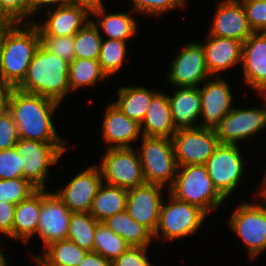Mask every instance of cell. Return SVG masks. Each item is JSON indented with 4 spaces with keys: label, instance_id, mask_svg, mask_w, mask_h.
Instances as JSON below:
<instances>
[{
    "label": "cell",
    "instance_id": "6da1fadb",
    "mask_svg": "<svg viewBox=\"0 0 266 266\" xmlns=\"http://www.w3.org/2000/svg\"><path fill=\"white\" fill-rule=\"evenodd\" d=\"M60 103L42 95L15 88L9 100V112L17 126L19 138L46 143H68L57 133L54 114Z\"/></svg>",
    "mask_w": 266,
    "mask_h": 266
},
{
    "label": "cell",
    "instance_id": "7a4b0ae2",
    "mask_svg": "<svg viewBox=\"0 0 266 266\" xmlns=\"http://www.w3.org/2000/svg\"><path fill=\"white\" fill-rule=\"evenodd\" d=\"M69 62L46 50L37 48L18 90L42 95L62 103L71 93L69 86Z\"/></svg>",
    "mask_w": 266,
    "mask_h": 266
},
{
    "label": "cell",
    "instance_id": "3957f363",
    "mask_svg": "<svg viewBox=\"0 0 266 266\" xmlns=\"http://www.w3.org/2000/svg\"><path fill=\"white\" fill-rule=\"evenodd\" d=\"M40 45L34 23H14L5 33L0 48V76L14 88L24 79Z\"/></svg>",
    "mask_w": 266,
    "mask_h": 266
},
{
    "label": "cell",
    "instance_id": "277c9868",
    "mask_svg": "<svg viewBox=\"0 0 266 266\" xmlns=\"http://www.w3.org/2000/svg\"><path fill=\"white\" fill-rule=\"evenodd\" d=\"M168 193L177 200L198 206L208 215L226 203V198L216 189L205 165L178 167Z\"/></svg>",
    "mask_w": 266,
    "mask_h": 266
},
{
    "label": "cell",
    "instance_id": "5b68a950",
    "mask_svg": "<svg viewBox=\"0 0 266 266\" xmlns=\"http://www.w3.org/2000/svg\"><path fill=\"white\" fill-rule=\"evenodd\" d=\"M163 200L154 240L171 242L192 236L201 229L208 214L196 205L177 200L168 193ZM159 239V240H158Z\"/></svg>",
    "mask_w": 266,
    "mask_h": 266
},
{
    "label": "cell",
    "instance_id": "8992f818",
    "mask_svg": "<svg viewBox=\"0 0 266 266\" xmlns=\"http://www.w3.org/2000/svg\"><path fill=\"white\" fill-rule=\"evenodd\" d=\"M139 141L141 142L137 150L145 182L168 189L173 184L178 170L172 140L165 137L142 136Z\"/></svg>",
    "mask_w": 266,
    "mask_h": 266
},
{
    "label": "cell",
    "instance_id": "52a82bcc",
    "mask_svg": "<svg viewBox=\"0 0 266 266\" xmlns=\"http://www.w3.org/2000/svg\"><path fill=\"white\" fill-rule=\"evenodd\" d=\"M20 155L23 178L38 189H47L49 167L58 163L67 151L68 143H46L19 138L14 147Z\"/></svg>",
    "mask_w": 266,
    "mask_h": 266
},
{
    "label": "cell",
    "instance_id": "ba28073f",
    "mask_svg": "<svg viewBox=\"0 0 266 266\" xmlns=\"http://www.w3.org/2000/svg\"><path fill=\"white\" fill-rule=\"evenodd\" d=\"M227 221L247 249L249 259L255 260L266 251V210L256 200L241 202Z\"/></svg>",
    "mask_w": 266,
    "mask_h": 266
},
{
    "label": "cell",
    "instance_id": "9c48e42d",
    "mask_svg": "<svg viewBox=\"0 0 266 266\" xmlns=\"http://www.w3.org/2000/svg\"><path fill=\"white\" fill-rule=\"evenodd\" d=\"M241 149L238 144H220L205 163L210 179L226 199L246 178V163Z\"/></svg>",
    "mask_w": 266,
    "mask_h": 266
},
{
    "label": "cell",
    "instance_id": "30bf717a",
    "mask_svg": "<svg viewBox=\"0 0 266 266\" xmlns=\"http://www.w3.org/2000/svg\"><path fill=\"white\" fill-rule=\"evenodd\" d=\"M97 166L105 184L128 190L146 183L141 159L134 147L106 148Z\"/></svg>",
    "mask_w": 266,
    "mask_h": 266
},
{
    "label": "cell",
    "instance_id": "8fae6325",
    "mask_svg": "<svg viewBox=\"0 0 266 266\" xmlns=\"http://www.w3.org/2000/svg\"><path fill=\"white\" fill-rule=\"evenodd\" d=\"M261 96L264 101L263 107H233L215 128L220 144H238L244 140L254 141L255 135L258 136L266 128V97Z\"/></svg>",
    "mask_w": 266,
    "mask_h": 266
},
{
    "label": "cell",
    "instance_id": "7c38bea8",
    "mask_svg": "<svg viewBox=\"0 0 266 266\" xmlns=\"http://www.w3.org/2000/svg\"><path fill=\"white\" fill-rule=\"evenodd\" d=\"M178 167L205 165L220 145L215 129H180L171 138Z\"/></svg>",
    "mask_w": 266,
    "mask_h": 266
},
{
    "label": "cell",
    "instance_id": "4fadbf2b",
    "mask_svg": "<svg viewBox=\"0 0 266 266\" xmlns=\"http://www.w3.org/2000/svg\"><path fill=\"white\" fill-rule=\"evenodd\" d=\"M170 63L167 82L174 87H199L211 77L201 41L186 43Z\"/></svg>",
    "mask_w": 266,
    "mask_h": 266
},
{
    "label": "cell",
    "instance_id": "5bb4252c",
    "mask_svg": "<svg viewBox=\"0 0 266 266\" xmlns=\"http://www.w3.org/2000/svg\"><path fill=\"white\" fill-rule=\"evenodd\" d=\"M201 85V127L215 129L234 107L232 88L222 76H211Z\"/></svg>",
    "mask_w": 266,
    "mask_h": 266
},
{
    "label": "cell",
    "instance_id": "9a60e30c",
    "mask_svg": "<svg viewBox=\"0 0 266 266\" xmlns=\"http://www.w3.org/2000/svg\"><path fill=\"white\" fill-rule=\"evenodd\" d=\"M166 188L158 184L144 183L128 189L127 213L153 235L159 223L163 191L168 193Z\"/></svg>",
    "mask_w": 266,
    "mask_h": 266
},
{
    "label": "cell",
    "instance_id": "2e32d148",
    "mask_svg": "<svg viewBox=\"0 0 266 266\" xmlns=\"http://www.w3.org/2000/svg\"><path fill=\"white\" fill-rule=\"evenodd\" d=\"M72 212L64 202L48 189H41V212L37 234L43 248L51 242L67 239Z\"/></svg>",
    "mask_w": 266,
    "mask_h": 266
},
{
    "label": "cell",
    "instance_id": "e0dca14e",
    "mask_svg": "<svg viewBox=\"0 0 266 266\" xmlns=\"http://www.w3.org/2000/svg\"><path fill=\"white\" fill-rule=\"evenodd\" d=\"M102 183L100 168L96 164L89 165L55 193L72 213L90 212L93 199Z\"/></svg>",
    "mask_w": 266,
    "mask_h": 266
},
{
    "label": "cell",
    "instance_id": "ac0fdd59",
    "mask_svg": "<svg viewBox=\"0 0 266 266\" xmlns=\"http://www.w3.org/2000/svg\"><path fill=\"white\" fill-rule=\"evenodd\" d=\"M207 35L244 42L252 33L240 0H218Z\"/></svg>",
    "mask_w": 266,
    "mask_h": 266
},
{
    "label": "cell",
    "instance_id": "d6986e66",
    "mask_svg": "<svg viewBox=\"0 0 266 266\" xmlns=\"http://www.w3.org/2000/svg\"><path fill=\"white\" fill-rule=\"evenodd\" d=\"M243 83L258 95L266 93V32H253L244 42L241 65Z\"/></svg>",
    "mask_w": 266,
    "mask_h": 266
},
{
    "label": "cell",
    "instance_id": "ffe728a7",
    "mask_svg": "<svg viewBox=\"0 0 266 266\" xmlns=\"http://www.w3.org/2000/svg\"><path fill=\"white\" fill-rule=\"evenodd\" d=\"M103 114L101 138L108 149L131 148L133 142L142 138L140 123L126 116L113 102L106 106Z\"/></svg>",
    "mask_w": 266,
    "mask_h": 266
},
{
    "label": "cell",
    "instance_id": "44dd1931",
    "mask_svg": "<svg viewBox=\"0 0 266 266\" xmlns=\"http://www.w3.org/2000/svg\"><path fill=\"white\" fill-rule=\"evenodd\" d=\"M45 17L44 22H34L40 36H74L90 20V10L82 5L67 4L48 9Z\"/></svg>",
    "mask_w": 266,
    "mask_h": 266
},
{
    "label": "cell",
    "instance_id": "7402d4cb",
    "mask_svg": "<svg viewBox=\"0 0 266 266\" xmlns=\"http://www.w3.org/2000/svg\"><path fill=\"white\" fill-rule=\"evenodd\" d=\"M201 43L205 52L207 70L211 76H221L233 67L241 65L243 42L206 34L205 41Z\"/></svg>",
    "mask_w": 266,
    "mask_h": 266
},
{
    "label": "cell",
    "instance_id": "603a6c76",
    "mask_svg": "<svg viewBox=\"0 0 266 266\" xmlns=\"http://www.w3.org/2000/svg\"><path fill=\"white\" fill-rule=\"evenodd\" d=\"M136 15L132 9L128 10V13H107L104 3L90 10V20L98 28L101 36H105L103 38L127 42L138 34L139 22Z\"/></svg>",
    "mask_w": 266,
    "mask_h": 266
},
{
    "label": "cell",
    "instance_id": "cb8c5ba5",
    "mask_svg": "<svg viewBox=\"0 0 266 266\" xmlns=\"http://www.w3.org/2000/svg\"><path fill=\"white\" fill-rule=\"evenodd\" d=\"M168 94L171 116L177 130L201 127V97L199 87H171Z\"/></svg>",
    "mask_w": 266,
    "mask_h": 266
},
{
    "label": "cell",
    "instance_id": "d4e9b609",
    "mask_svg": "<svg viewBox=\"0 0 266 266\" xmlns=\"http://www.w3.org/2000/svg\"><path fill=\"white\" fill-rule=\"evenodd\" d=\"M159 91L151 100L140 123L143 136L172 138L177 129L173 124L168 94Z\"/></svg>",
    "mask_w": 266,
    "mask_h": 266
},
{
    "label": "cell",
    "instance_id": "484cf974",
    "mask_svg": "<svg viewBox=\"0 0 266 266\" xmlns=\"http://www.w3.org/2000/svg\"><path fill=\"white\" fill-rule=\"evenodd\" d=\"M40 212L41 189H37L28 198L16 204L12 240L30 243L37 234Z\"/></svg>",
    "mask_w": 266,
    "mask_h": 266
},
{
    "label": "cell",
    "instance_id": "4316f807",
    "mask_svg": "<svg viewBox=\"0 0 266 266\" xmlns=\"http://www.w3.org/2000/svg\"><path fill=\"white\" fill-rule=\"evenodd\" d=\"M42 249L41 254L32 256L37 266H79L88 252L69 239L51 242Z\"/></svg>",
    "mask_w": 266,
    "mask_h": 266
},
{
    "label": "cell",
    "instance_id": "83f0119b",
    "mask_svg": "<svg viewBox=\"0 0 266 266\" xmlns=\"http://www.w3.org/2000/svg\"><path fill=\"white\" fill-rule=\"evenodd\" d=\"M158 93L146 86H121L118 88V98L113 103L129 118L142 122L152 98Z\"/></svg>",
    "mask_w": 266,
    "mask_h": 266
},
{
    "label": "cell",
    "instance_id": "f1b7e54d",
    "mask_svg": "<svg viewBox=\"0 0 266 266\" xmlns=\"http://www.w3.org/2000/svg\"><path fill=\"white\" fill-rule=\"evenodd\" d=\"M128 190L102 183L93 199L90 214L103 222L108 217L126 210Z\"/></svg>",
    "mask_w": 266,
    "mask_h": 266
},
{
    "label": "cell",
    "instance_id": "f546056e",
    "mask_svg": "<svg viewBox=\"0 0 266 266\" xmlns=\"http://www.w3.org/2000/svg\"><path fill=\"white\" fill-rule=\"evenodd\" d=\"M114 233L123 237L130 246L149 247L154 242L153 234L134 220L127 211L108 217L103 221Z\"/></svg>",
    "mask_w": 266,
    "mask_h": 266
},
{
    "label": "cell",
    "instance_id": "4dcf8cb0",
    "mask_svg": "<svg viewBox=\"0 0 266 266\" xmlns=\"http://www.w3.org/2000/svg\"><path fill=\"white\" fill-rule=\"evenodd\" d=\"M69 86L70 91L75 92L84 87H95L97 83L104 82L109 78L103 72L98 59L75 58L69 63Z\"/></svg>",
    "mask_w": 266,
    "mask_h": 266
},
{
    "label": "cell",
    "instance_id": "1f68e13d",
    "mask_svg": "<svg viewBox=\"0 0 266 266\" xmlns=\"http://www.w3.org/2000/svg\"><path fill=\"white\" fill-rule=\"evenodd\" d=\"M128 50L127 41L103 38L98 61L108 78L121 71L126 63Z\"/></svg>",
    "mask_w": 266,
    "mask_h": 266
},
{
    "label": "cell",
    "instance_id": "d6a6232c",
    "mask_svg": "<svg viewBox=\"0 0 266 266\" xmlns=\"http://www.w3.org/2000/svg\"><path fill=\"white\" fill-rule=\"evenodd\" d=\"M98 223L89 212L72 213L67 239L72 240L80 248L93 251L94 233Z\"/></svg>",
    "mask_w": 266,
    "mask_h": 266
},
{
    "label": "cell",
    "instance_id": "836d02e7",
    "mask_svg": "<svg viewBox=\"0 0 266 266\" xmlns=\"http://www.w3.org/2000/svg\"><path fill=\"white\" fill-rule=\"evenodd\" d=\"M130 247L123 237L114 233L104 222L97 224L94 233V252L113 261Z\"/></svg>",
    "mask_w": 266,
    "mask_h": 266
},
{
    "label": "cell",
    "instance_id": "e575fe53",
    "mask_svg": "<svg viewBox=\"0 0 266 266\" xmlns=\"http://www.w3.org/2000/svg\"><path fill=\"white\" fill-rule=\"evenodd\" d=\"M102 40L98 28L89 20L74 35L75 58L99 59Z\"/></svg>",
    "mask_w": 266,
    "mask_h": 266
},
{
    "label": "cell",
    "instance_id": "d590c367",
    "mask_svg": "<svg viewBox=\"0 0 266 266\" xmlns=\"http://www.w3.org/2000/svg\"><path fill=\"white\" fill-rule=\"evenodd\" d=\"M132 2L131 9L140 15H151L154 17H162L169 11L180 9V11H184V9L189 6V2L187 0H130ZM188 3V4H187ZM165 13V14H164Z\"/></svg>",
    "mask_w": 266,
    "mask_h": 266
},
{
    "label": "cell",
    "instance_id": "8d00e7d4",
    "mask_svg": "<svg viewBox=\"0 0 266 266\" xmlns=\"http://www.w3.org/2000/svg\"><path fill=\"white\" fill-rule=\"evenodd\" d=\"M38 188L24 178L0 179V201L17 204L28 198Z\"/></svg>",
    "mask_w": 266,
    "mask_h": 266
},
{
    "label": "cell",
    "instance_id": "74e56055",
    "mask_svg": "<svg viewBox=\"0 0 266 266\" xmlns=\"http://www.w3.org/2000/svg\"><path fill=\"white\" fill-rule=\"evenodd\" d=\"M0 17L13 23H34L36 21L31 18V0H0Z\"/></svg>",
    "mask_w": 266,
    "mask_h": 266
},
{
    "label": "cell",
    "instance_id": "f35d334b",
    "mask_svg": "<svg viewBox=\"0 0 266 266\" xmlns=\"http://www.w3.org/2000/svg\"><path fill=\"white\" fill-rule=\"evenodd\" d=\"M40 44L69 63L75 59L74 36H40Z\"/></svg>",
    "mask_w": 266,
    "mask_h": 266
},
{
    "label": "cell",
    "instance_id": "ab89813d",
    "mask_svg": "<svg viewBox=\"0 0 266 266\" xmlns=\"http://www.w3.org/2000/svg\"><path fill=\"white\" fill-rule=\"evenodd\" d=\"M253 32H266V0H240Z\"/></svg>",
    "mask_w": 266,
    "mask_h": 266
},
{
    "label": "cell",
    "instance_id": "60d3db41",
    "mask_svg": "<svg viewBox=\"0 0 266 266\" xmlns=\"http://www.w3.org/2000/svg\"><path fill=\"white\" fill-rule=\"evenodd\" d=\"M23 178L20 155L15 148L0 150V179Z\"/></svg>",
    "mask_w": 266,
    "mask_h": 266
},
{
    "label": "cell",
    "instance_id": "b9f144b4",
    "mask_svg": "<svg viewBox=\"0 0 266 266\" xmlns=\"http://www.w3.org/2000/svg\"><path fill=\"white\" fill-rule=\"evenodd\" d=\"M149 248L131 246L112 261V266H155L150 260Z\"/></svg>",
    "mask_w": 266,
    "mask_h": 266
},
{
    "label": "cell",
    "instance_id": "7bdbcfd3",
    "mask_svg": "<svg viewBox=\"0 0 266 266\" xmlns=\"http://www.w3.org/2000/svg\"><path fill=\"white\" fill-rule=\"evenodd\" d=\"M19 140L17 126L9 111L0 115V150L14 148Z\"/></svg>",
    "mask_w": 266,
    "mask_h": 266
},
{
    "label": "cell",
    "instance_id": "ee69618b",
    "mask_svg": "<svg viewBox=\"0 0 266 266\" xmlns=\"http://www.w3.org/2000/svg\"><path fill=\"white\" fill-rule=\"evenodd\" d=\"M16 204L0 201V235L12 239V228Z\"/></svg>",
    "mask_w": 266,
    "mask_h": 266
},
{
    "label": "cell",
    "instance_id": "f6af8a7d",
    "mask_svg": "<svg viewBox=\"0 0 266 266\" xmlns=\"http://www.w3.org/2000/svg\"><path fill=\"white\" fill-rule=\"evenodd\" d=\"M68 0H31L32 5V17H38L37 15L40 13L42 14V11L46 9H51L52 7H58L67 5ZM45 7V8H44Z\"/></svg>",
    "mask_w": 266,
    "mask_h": 266
},
{
    "label": "cell",
    "instance_id": "bcb514c9",
    "mask_svg": "<svg viewBox=\"0 0 266 266\" xmlns=\"http://www.w3.org/2000/svg\"><path fill=\"white\" fill-rule=\"evenodd\" d=\"M15 88L0 76V115L9 110V100Z\"/></svg>",
    "mask_w": 266,
    "mask_h": 266
},
{
    "label": "cell",
    "instance_id": "7dc6e473",
    "mask_svg": "<svg viewBox=\"0 0 266 266\" xmlns=\"http://www.w3.org/2000/svg\"><path fill=\"white\" fill-rule=\"evenodd\" d=\"M79 266H112V261L94 251H88Z\"/></svg>",
    "mask_w": 266,
    "mask_h": 266
},
{
    "label": "cell",
    "instance_id": "c3c4849f",
    "mask_svg": "<svg viewBox=\"0 0 266 266\" xmlns=\"http://www.w3.org/2000/svg\"><path fill=\"white\" fill-rule=\"evenodd\" d=\"M259 188H260V190H258L257 192H254L252 194V195H254L253 200H255V198H256V201L266 210V177L265 176L263 177V180L261 181ZM255 195H256V197H255ZM257 199H259L260 202Z\"/></svg>",
    "mask_w": 266,
    "mask_h": 266
},
{
    "label": "cell",
    "instance_id": "681fc988",
    "mask_svg": "<svg viewBox=\"0 0 266 266\" xmlns=\"http://www.w3.org/2000/svg\"><path fill=\"white\" fill-rule=\"evenodd\" d=\"M68 4L82 5L92 10L103 4V0H68Z\"/></svg>",
    "mask_w": 266,
    "mask_h": 266
},
{
    "label": "cell",
    "instance_id": "f907efd6",
    "mask_svg": "<svg viewBox=\"0 0 266 266\" xmlns=\"http://www.w3.org/2000/svg\"><path fill=\"white\" fill-rule=\"evenodd\" d=\"M14 23L10 20L0 17V48L2 44L3 37L6 31L13 25Z\"/></svg>",
    "mask_w": 266,
    "mask_h": 266
},
{
    "label": "cell",
    "instance_id": "816d5d0a",
    "mask_svg": "<svg viewBox=\"0 0 266 266\" xmlns=\"http://www.w3.org/2000/svg\"><path fill=\"white\" fill-rule=\"evenodd\" d=\"M3 249L0 248V266H9L8 256L3 253Z\"/></svg>",
    "mask_w": 266,
    "mask_h": 266
}]
</instances>
